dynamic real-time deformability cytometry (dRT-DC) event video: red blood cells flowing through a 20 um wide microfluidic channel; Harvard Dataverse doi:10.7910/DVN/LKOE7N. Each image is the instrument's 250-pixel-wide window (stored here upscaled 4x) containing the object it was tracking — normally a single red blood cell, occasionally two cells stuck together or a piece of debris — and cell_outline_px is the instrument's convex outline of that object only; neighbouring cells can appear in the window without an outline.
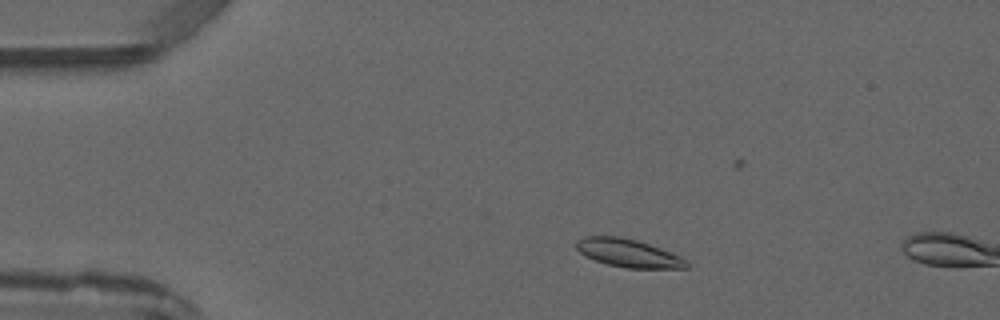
{"species": "common noctule bat (a hibernating species)", "species_latin": "Nyctalus noctula", "temperature_condition": "warm", "stored_images_in_passage": 3, "camera_frame_rate_fps": 3000, "um_per_image_px": 0.085, "animal": {"sex": "male", "forearm_length_mm": 52.5}, "frame": {"image": 1, "passage_image": 2, "time_ms": 1.333, "image_size_px": [1000, 320], "cell_outline_px": [[688, 268], [628, 268], [608, 264], [596, 260], [580, 252], [576, 248], [576, 240], [584, 236], [620, 236], [636, 240], [660, 248], [680, 256], [688, 264]], "centroid_in_image_um": [53.39, 21.5], "position_along_channel_um": 31.6, "area_um2": 17.74}}